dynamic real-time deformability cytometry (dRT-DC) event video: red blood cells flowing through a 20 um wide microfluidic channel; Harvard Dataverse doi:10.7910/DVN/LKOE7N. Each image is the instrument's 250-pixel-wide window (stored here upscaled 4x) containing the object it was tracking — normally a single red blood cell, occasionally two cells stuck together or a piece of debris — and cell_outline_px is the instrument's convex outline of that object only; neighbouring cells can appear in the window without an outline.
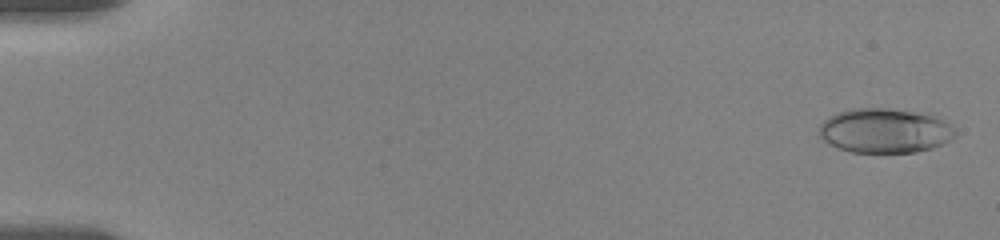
{"species": "human", "species_latin": "Homo sapiens", "temperature_condition": "room temperature", "stored_images_in_passage": 70, "camera_frame_rate_fps": 3000, "um_per_image_px": 0.085, "donor": {"sex": "female"}, "frame": {"image": 1, "passage_image": 2, "time_ms": 0.333, "image_size_px": [1000, 240], "cell_outline_px": [[956, 136], [932, 148], [916, 152], [852, 152], [828, 144], [816, 132], [820, 124], [824, 120], [840, 112], [852, 108], [888, 108], [928, 112], [948, 124], [956, 132]], "centroid_in_image_um": [75.19, 11.09], "position_along_channel_um": 9.8, "area_um2": 35.37}}
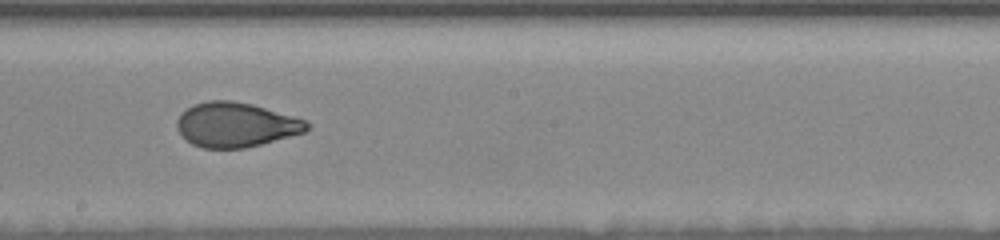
{"frame": {"image": 2, "passage_image": 36, "time_ms": 10.667, "image_size_px": [1000, 240], "cell_outline_px": [[308, 128], [304, 132], [260, 144], [244, 148], [204, 148], [192, 144], [176, 128], [176, 120], [180, 112], [192, 104], [208, 100], [232, 100], [252, 104], [292, 116], [304, 120], [308, 124]], "centroid_in_image_um": [19.98, 10.59], "position_along_channel_um": 228.2, "area_um2": 33.52}}
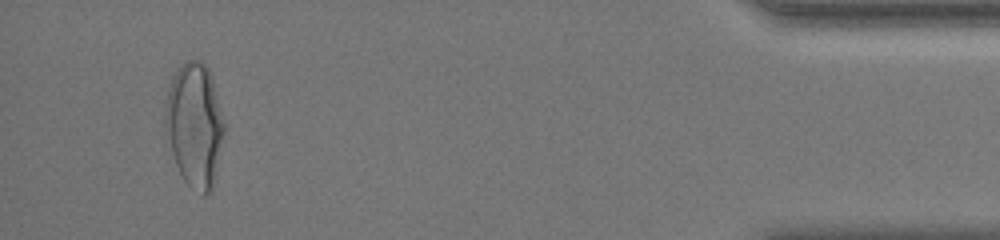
{"frame": {"image": 3, "passage_image": 64, "time_ms": 17.667, "image_size_px": [1000, 240], "cell_outline_px": [[224, 132], [212, 192], [204, 196], [188, 184], [184, 180], [176, 164], [164, 132], [164, 108], [172, 76], [188, 60], [200, 60], [208, 68], [212, 80], [224, 120]], "centroid_in_image_um": [16.53, 10.64], "position_along_channel_um": 418.7, "area_um2": 42.37}, "authors_computed_cell_mechanics": {"area_um2": 34.6511, "velocity_mm_per_s": 3.5965, "shape_relaxation_time_tau1_ms": 5.8785, "shape_relaxation_time_tau2_ms": 0.8205, "deformation_change_tau1": 0.1854, "deformation_change_tau2": 0.0567}}